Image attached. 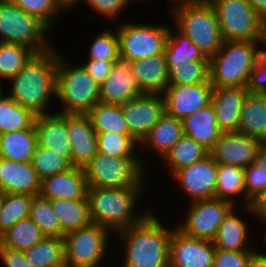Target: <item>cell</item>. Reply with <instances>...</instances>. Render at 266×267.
Listing matches in <instances>:
<instances>
[{"label": "cell", "mask_w": 266, "mask_h": 267, "mask_svg": "<svg viewBox=\"0 0 266 267\" xmlns=\"http://www.w3.org/2000/svg\"><path fill=\"white\" fill-rule=\"evenodd\" d=\"M156 213L152 209L139 223L113 235L123 246L120 267H169V242L175 225L168 227Z\"/></svg>", "instance_id": "obj_1"}, {"label": "cell", "mask_w": 266, "mask_h": 267, "mask_svg": "<svg viewBox=\"0 0 266 267\" xmlns=\"http://www.w3.org/2000/svg\"><path fill=\"white\" fill-rule=\"evenodd\" d=\"M58 54L55 46L35 53L24 67L7 81H10L11 88H8L10 92L6 95L36 115L52 113L50 109L56 98Z\"/></svg>", "instance_id": "obj_2"}, {"label": "cell", "mask_w": 266, "mask_h": 267, "mask_svg": "<svg viewBox=\"0 0 266 267\" xmlns=\"http://www.w3.org/2000/svg\"><path fill=\"white\" fill-rule=\"evenodd\" d=\"M146 185L127 187H88L87 200L91 222L110 230L113 235L139 223L154 207L138 209ZM139 212V213H138Z\"/></svg>", "instance_id": "obj_3"}, {"label": "cell", "mask_w": 266, "mask_h": 267, "mask_svg": "<svg viewBox=\"0 0 266 267\" xmlns=\"http://www.w3.org/2000/svg\"><path fill=\"white\" fill-rule=\"evenodd\" d=\"M171 1L170 10L167 11L171 23L210 59L223 43L213 6L208 0Z\"/></svg>", "instance_id": "obj_4"}, {"label": "cell", "mask_w": 266, "mask_h": 267, "mask_svg": "<svg viewBox=\"0 0 266 267\" xmlns=\"http://www.w3.org/2000/svg\"><path fill=\"white\" fill-rule=\"evenodd\" d=\"M260 45L261 41H223L218 52L209 59L211 85L246 88L257 64Z\"/></svg>", "instance_id": "obj_5"}, {"label": "cell", "mask_w": 266, "mask_h": 267, "mask_svg": "<svg viewBox=\"0 0 266 267\" xmlns=\"http://www.w3.org/2000/svg\"><path fill=\"white\" fill-rule=\"evenodd\" d=\"M75 63L58 54L55 99L61 102L59 113L87 114L99 102V84Z\"/></svg>", "instance_id": "obj_6"}, {"label": "cell", "mask_w": 266, "mask_h": 267, "mask_svg": "<svg viewBox=\"0 0 266 267\" xmlns=\"http://www.w3.org/2000/svg\"><path fill=\"white\" fill-rule=\"evenodd\" d=\"M143 159L115 157L97 152L83 167L87 185L98 188L149 185L146 178L149 166Z\"/></svg>", "instance_id": "obj_7"}, {"label": "cell", "mask_w": 266, "mask_h": 267, "mask_svg": "<svg viewBox=\"0 0 266 267\" xmlns=\"http://www.w3.org/2000/svg\"><path fill=\"white\" fill-rule=\"evenodd\" d=\"M48 32L52 31L37 17L10 0L0 1V42L24 45L41 53L54 46Z\"/></svg>", "instance_id": "obj_8"}, {"label": "cell", "mask_w": 266, "mask_h": 267, "mask_svg": "<svg viewBox=\"0 0 266 267\" xmlns=\"http://www.w3.org/2000/svg\"><path fill=\"white\" fill-rule=\"evenodd\" d=\"M112 232L91 223L87 227L66 233L64 239L66 267H101L111 247ZM111 235V236H110ZM103 262V263H102Z\"/></svg>", "instance_id": "obj_9"}, {"label": "cell", "mask_w": 266, "mask_h": 267, "mask_svg": "<svg viewBox=\"0 0 266 267\" xmlns=\"http://www.w3.org/2000/svg\"><path fill=\"white\" fill-rule=\"evenodd\" d=\"M215 9L223 41H262L263 20L247 0H208Z\"/></svg>", "instance_id": "obj_10"}, {"label": "cell", "mask_w": 266, "mask_h": 267, "mask_svg": "<svg viewBox=\"0 0 266 267\" xmlns=\"http://www.w3.org/2000/svg\"><path fill=\"white\" fill-rule=\"evenodd\" d=\"M131 22L130 20L128 22L124 20L122 23L116 21L114 26L118 36L120 55L135 61L164 52L170 24Z\"/></svg>", "instance_id": "obj_11"}, {"label": "cell", "mask_w": 266, "mask_h": 267, "mask_svg": "<svg viewBox=\"0 0 266 267\" xmlns=\"http://www.w3.org/2000/svg\"><path fill=\"white\" fill-rule=\"evenodd\" d=\"M183 221L174 223L176 228L187 236L213 240L220 224L235 207L231 202L221 199L198 200L187 203Z\"/></svg>", "instance_id": "obj_12"}, {"label": "cell", "mask_w": 266, "mask_h": 267, "mask_svg": "<svg viewBox=\"0 0 266 267\" xmlns=\"http://www.w3.org/2000/svg\"><path fill=\"white\" fill-rule=\"evenodd\" d=\"M217 175L218 164L209 153L202 160L176 170L170 178L174 176L175 183L183 190V196L187 195L188 201L194 202L215 198Z\"/></svg>", "instance_id": "obj_13"}, {"label": "cell", "mask_w": 266, "mask_h": 267, "mask_svg": "<svg viewBox=\"0 0 266 267\" xmlns=\"http://www.w3.org/2000/svg\"><path fill=\"white\" fill-rule=\"evenodd\" d=\"M215 249L212 240L187 236L175 226L169 242V267H213Z\"/></svg>", "instance_id": "obj_14"}, {"label": "cell", "mask_w": 266, "mask_h": 267, "mask_svg": "<svg viewBox=\"0 0 266 267\" xmlns=\"http://www.w3.org/2000/svg\"><path fill=\"white\" fill-rule=\"evenodd\" d=\"M130 134L140 143L150 129L165 114L162 94L143 93L122 104Z\"/></svg>", "instance_id": "obj_15"}, {"label": "cell", "mask_w": 266, "mask_h": 267, "mask_svg": "<svg viewBox=\"0 0 266 267\" xmlns=\"http://www.w3.org/2000/svg\"><path fill=\"white\" fill-rule=\"evenodd\" d=\"M212 90L211 83L167 85L162 94L165 101V113L183 120L210 104Z\"/></svg>", "instance_id": "obj_16"}, {"label": "cell", "mask_w": 266, "mask_h": 267, "mask_svg": "<svg viewBox=\"0 0 266 267\" xmlns=\"http://www.w3.org/2000/svg\"><path fill=\"white\" fill-rule=\"evenodd\" d=\"M131 70L132 60L119 55L111 73L100 85L99 102L122 105L143 94Z\"/></svg>", "instance_id": "obj_17"}, {"label": "cell", "mask_w": 266, "mask_h": 267, "mask_svg": "<svg viewBox=\"0 0 266 267\" xmlns=\"http://www.w3.org/2000/svg\"><path fill=\"white\" fill-rule=\"evenodd\" d=\"M260 142L239 132H222L209 153L217 164L245 169L256 160Z\"/></svg>", "instance_id": "obj_18"}, {"label": "cell", "mask_w": 266, "mask_h": 267, "mask_svg": "<svg viewBox=\"0 0 266 267\" xmlns=\"http://www.w3.org/2000/svg\"><path fill=\"white\" fill-rule=\"evenodd\" d=\"M71 165L83 168L98 152L97 133L87 114L66 113Z\"/></svg>", "instance_id": "obj_19"}, {"label": "cell", "mask_w": 266, "mask_h": 267, "mask_svg": "<svg viewBox=\"0 0 266 267\" xmlns=\"http://www.w3.org/2000/svg\"><path fill=\"white\" fill-rule=\"evenodd\" d=\"M87 180L81 167L43 178L39 195L47 199H87Z\"/></svg>", "instance_id": "obj_20"}, {"label": "cell", "mask_w": 266, "mask_h": 267, "mask_svg": "<svg viewBox=\"0 0 266 267\" xmlns=\"http://www.w3.org/2000/svg\"><path fill=\"white\" fill-rule=\"evenodd\" d=\"M37 115L34 129L37 145L56 150L71 163V147L66 126V113L56 112Z\"/></svg>", "instance_id": "obj_21"}, {"label": "cell", "mask_w": 266, "mask_h": 267, "mask_svg": "<svg viewBox=\"0 0 266 267\" xmlns=\"http://www.w3.org/2000/svg\"><path fill=\"white\" fill-rule=\"evenodd\" d=\"M248 91L243 87H213L211 104L222 132H237L240 111Z\"/></svg>", "instance_id": "obj_22"}, {"label": "cell", "mask_w": 266, "mask_h": 267, "mask_svg": "<svg viewBox=\"0 0 266 267\" xmlns=\"http://www.w3.org/2000/svg\"><path fill=\"white\" fill-rule=\"evenodd\" d=\"M41 180L30 162L0 157V189L4 193L39 195Z\"/></svg>", "instance_id": "obj_23"}, {"label": "cell", "mask_w": 266, "mask_h": 267, "mask_svg": "<svg viewBox=\"0 0 266 267\" xmlns=\"http://www.w3.org/2000/svg\"><path fill=\"white\" fill-rule=\"evenodd\" d=\"M237 211V212H236ZM238 206L234 207L224 218L212 240L215 248L224 251H250L257 250L251 246V227L240 215ZM250 229V230H249ZM250 237V238H249ZM249 244V245H248Z\"/></svg>", "instance_id": "obj_24"}, {"label": "cell", "mask_w": 266, "mask_h": 267, "mask_svg": "<svg viewBox=\"0 0 266 267\" xmlns=\"http://www.w3.org/2000/svg\"><path fill=\"white\" fill-rule=\"evenodd\" d=\"M131 72L142 93L163 94L168 85V65L163 53L132 61Z\"/></svg>", "instance_id": "obj_25"}, {"label": "cell", "mask_w": 266, "mask_h": 267, "mask_svg": "<svg viewBox=\"0 0 266 267\" xmlns=\"http://www.w3.org/2000/svg\"><path fill=\"white\" fill-rule=\"evenodd\" d=\"M182 124L184 134L201 144L209 152L215 147L216 141L222 134L211 103L185 117Z\"/></svg>", "instance_id": "obj_26"}, {"label": "cell", "mask_w": 266, "mask_h": 267, "mask_svg": "<svg viewBox=\"0 0 266 267\" xmlns=\"http://www.w3.org/2000/svg\"><path fill=\"white\" fill-rule=\"evenodd\" d=\"M183 135L182 120L165 113L139 143V149H149L157 153L159 158H163Z\"/></svg>", "instance_id": "obj_27"}, {"label": "cell", "mask_w": 266, "mask_h": 267, "mask_svg": "<svg viewBox=\"0 0 266 267\" xmlns=\"http://www.w3.org/2000/svg\"><path fill=\"white\" fill-rule=\"evenodd\" d=\"M215 198L231 202L236 207H241L243 204V207L255 206L246 197L243 168L232 165L218 164ZM241 201L243 203H240ZM238 202L241 205H239Z\"/></svg>", "instance_id": "obj_28"}, {"label": "cell", "mask_w": 266, "mask_h": 267, "mask_svg": "<svg viewBox=\"0 0 266 267\" xmlns=\"http://www.w3.org/2000/svg\"><path fill=\"white\" fill-rule=\"evenodd\" d=\"M237 132L266 140V101L263 94H247L239 116Z\"/></svg>", "instance_id": "obj_29"}, {"label": "cell", "mask_w": 266, "mask_h": 267, "mask_svg": "<svg viewBox=\"0 0 266 267\" xmlns=\"http://www.w3.org/2000/svg\"><path fill=\"white\" fill-rule=\"evenodd\" d=\"M37 146L35 129L0 134V157L16 162H30Z\"/></svg>", "instance_id": "obj_30"}, {"label": "cell", "mask_w": 266, "mask_h": 267, "mask_svg": "<svg viewBox=\"0 0 266 267\" xmlns=\"http://www.w3.org/2000/svg\"><path fill=\"white\" fill-rule=\"evenodd\" d=\"M50 202L58 215L62 238L66 233L87 227L92 223L87 199H50Z\"/></svg>", "instance_id": "obj_31"}, {"label": "cell", "mask_w": 266, "mask_h": 267, "mask_svg": "<svg viewBox=\"0 0 266 267\" xmlns=\"http://www.w3.org/2000/svg\"><path fill=\"white\" fill-rule=\"evenodd\" d=\"M209 151L187 135H183L162 158L165 170L171 176L176 170L202 160Z\"/></svg>", "instance_id": "obj_32"}, {"label": "cell", "mask_w": 266, "mask_h": 267, "mask_svg": "<svg viewBox=\"0 0 266 267\" xmlns=\"http://www.w3.org/2000/svg\"><path fill=\"white\" fill-rule=\"evenodd\" d=\"M33 267H66L64 239L45 236L37 244L24 251Z\"/></svg>", "instance_id": "obj_33"}, {"label": "cell", "mask_w": 266, "mask_h": 267, "mask_svg": "<svg viewBox=\"0 0 266 267\" xmlns=\"http://www.w3.org/2000/svg\"><path fill=\"white\" fill-rule=\"evenodd\" d=\"M87 115L96 133L130 134L122 105L98 102Z\"/></svg>", "instance_id": "obj_34"}, {"label": "cell", "mask_w": 266, "mask_h": 267, "mask_svg": "<svg viewBox=\"0 0 266 267\" xmlns=\"http://www.w3.org/2000/svg\"><path fill=\"white\" fill-rule=\"evenodd\" d=\"M163 54L168 66L188 60L209 61V58L192 43L191 39L172 24Z\"/></svg>", "instance_id": "obj_35"}, {"label": "cell", "mask_w": 266, "mask_h": 267, "mask_svg": "<svg viewBox=\"0 0 266 267\" xmlns=\"http://www.w3.org/2000/svg\"><path fill=\"white\" fill-rule=\"evenodd\" d=\"M36 114L16 103L8 95L0 98V134L34 129Z\"/></svg>", "instance_id": "obj_36"}, {"label": "cell", "mask_w": 266, "mask_h": 267, "mask_svg": "<svg viewBox=\"0 0 266 267\" xmlns=\"http://www.w3.org/2000/svg\"><path fill=\"white\" fill-rule=\"evenodd\" d=\"M44 237L41 229L28 217L19 220L4 232L0 236V245L13 250L25 251Z\"/></svg>", "instance_id": "obj_37"}, {"label": "cell", "mask_w": 266, "mask_h": 267, "mask_svg": "<svg viewBox=\"0 0 266 267\" xmlns=\"http://www.w3.org/2000/svg\"><path fill=\"white\" fill-rule=\"evenodd\" d=\"M210 83L209 61L188 60L168 66V85Z\"/></svg>", "instance_id": "obj_38"}, {"label": "cell", "mask_w": 266, "mask_h": 267, "mask_svg": "<svg viewBox=\"0 0 266 267\" xmlns=\"http://www.w3.org/2000/svg\"><path fill=\"white\" fill-rule=\"evenodd\" d=\"M33 195L4 193L0 206V236L19 220L29 217Z\"/></svg>", "instance_id": "obj_39"}, {"label": "cell", "mask_w": 266, "mask_h": 267, "mask_svg": "<svg viewBox=\"0 0 266 267\" xmlns=\"http://www.w3.org/2000/svg\"><path fill=\"white\" fill-rule=\"evenodd\" d=\"M29 218L45 236L62 237L61 224L50 199L40 195L33 196L30 203Z\"/></svg>", "instance_id": "obj_40"}, {"label": "cell", "mask_w": 266, "mask_h": 267, "mask_svg": "<svg viewBox=\"0 0 266 267\" xmlns=\"http://www.w3.org/2000/svg\"><path fill=\"white\" fill-rule=\"evenodd\" d=\"M97 150L115 157H140L139 142L131 134L97 133Z\"/></svg>", "instance_id": "obj_41"}, {"label": "cell", "mask_w": 266, "mask_h": 267, "mask_svg": "<svg viewBox=\"0 0 266 267\" xmlns=\"http://www.w3.org/2000/svg\"><path fill=\"white\" fill-rule=\"evenodd\" d=\"M34 54L35 52L27 46L0 42V79L8 81Z\"/></svg>", "instance_id": "obj_42"}, {"label": "cell", "mask_w": 266, "mask_h": 267, "mask_svg": "<svg viewBox=\"0 0 266 267\" xmlns=\"http://www.w3.org/2000/svg\"><path fill=\"white\" fill-rule=\"evenodd\" d=\"M40 180L69 170L71 163L56 150L37 145L31 160Z\"/></svg>", "instance_id": "obj_43"}, {"label": "cell", "mask_w": 266, "mask_h": 267, "mask_svg": "<svg viewBox=\"0 0 266 267\" xmlns=\"http://www.w3.org/2000/svg\"><path fill=\"white\" fill-rule=\"evenodd\" d=\"M115 30V31H114ZM96 34L92 42L88 44L89 50L86 51V59L100 61H115L120 55L119 42L116 28H103ZM88 54V55H87Z\"/></svg>", "instance_id": "obj_44"}, {"label": "cell", "mask_w": 266, "mask_h": 267, "mask_svg": "<svg viewBox=\"0 0 266 267\" xmlns=\"http://www.w3.org/2000/svg\"><path fill=\"white\" fill-rule=\"evenodd\" d=\"M16 6L23 9L28 14L37 17L51 31L57 27L56 22L64 10L56 0H10ZM63 11V12H62Z\"/></svg>", "instance_id": "obj_45"}, {"label": "cell", "mask_w": 266, "mask_h": 267, "mask_svg": "<svg viewBox=\"0 0 266 267\" xmlns=\"http://www.w3.org/2000/svg\"><path fill=\"white\" fill-rule=\"evenodd\" d=\"M246 197L257 205L266 195V166L256 160L244 169Z\"/></svg>", "instance_id": "obj_46"}, {"label": "cell", "mask_w": 266, "mask_h": 267, "mask_svg": "<svg viewBox=\"0 0 266 267\" xmlns=\"http://www.w3.org/2000/svg\"><path fill=\"white\" fill-rule=\"evenodd\" d=\"M82 2L88 5L91 8L90 10L95 13H92L88 17V20L90 19V21L92 22H96V14H98V16L100 15L101 17H104V19H109V21H118V17H120V15H123L121 13H123L125 9L130 6L129 4H131L129 0H83Z\"/></svg>", "instance_id": "obj_47"}, {"label": "cell", "mask_w": 266, "mask_h": 267, "mask_svg": "<svg viewBox=\"0 0 266 267\" xmlns=\"http://www.w3.org/2000/svg\"><path fill=\"white\" fill-rule=\"evenodd\" d=\"M258 250L224 251L215 249L213 267H252Z\"/></svg>", "instance_id": "obj_48"}, {"label": "cell", "mask_w": 266, "mask_h": 267, "mask_svg": "<svg viewBox=\"0 0 266 267\" xmlns=\"http://www.w3.org/2000/svg\"><path fill=\"white\" fill-rule=\"evenodd\" d=\"M246 89L249 94H263L266 92V53L261 49L257 64L250 73Z\"/></svg>", "instance_id": "obj_49"}, {"label": "cell", "mask_w": 266, "mask_h": 267, "mask_svg": "<svg viewBox=\"0 0 266 267\" xmlns=\"http://www.w3.org/2000/svg\"><path fill=\"white\" fill-rule=\"evenodd\" d=\"M83 63H80L90 77L99 86L107 79L114 65V61H100L94 59H84Z\"/></svg>", "instance_id": "obj_50"}, {"label": "cell", "mask_w": 266, "mask_h": 267, "mask_svg": "<svg viewBox=\"0 0 266 267\" xmlns=\"http://www.w3.org/2000/svg\"><path fill=\"white\" fill-rule=\"evenodd\" d=\"M0 261L4 267H33L25 258L24 251L13 250L1 245Z\"/></svg>", "instance_id": "obj_51"}, {"label": "cell", "mask_w": 266, "mask_h": 267, "mask_svg": "<svg viewBox=\"0 0 266 267\" xmlns=\"http://www.w3.org/2000/svg\"><path fill=\"white\" fill-rule=\"evenodd\" d=\"M239 208L243 209V211L245 209L246 213L250 215L249 216L250 218H253L254 222H256V221H258L260 223L263 222L264 225H266L265 224L266 223V210H255L254 206H245V207H239ZM264 240H266V235H265Z\"/></svg>", "instance_id": "obj_52"}, {"label": "cell", "mask_w": 266, "mask_h": 267, "mask_svg": "<svg viewBox=\"0 0 266 267\" xmlns=\"http://www.w3.org/2000/svg\"><path fill=\"white\" fill-rule=\"evenodd\" d=\"M258 16L266 21V0H247Z\"/></svg>", "instance_id": "obj_53"}, {"label": "cell", "mask_w": 266, "mask_h": 267, "mask_svg": "<svg viewBox=\"0 0 266 267\" xmlns=\"http://www.w3.org/2000/svg\"><path fill=\"white\" fill-rule=\"evenodd\" d=\"M56 1L59 4V6L65 11V13L69 10L71 11V9L73 10L74 7H75L74 9H76L79 3L81 5L83 4L82 3L83 0H56Z\"/></svg>", "instance_id": "obj_54"}, {"label": "cell", "mask_w": 266, "mask_h": 267, "mask_svg": "<svg viewBox=\"0 0 266 267\" xmlns=\"http://www.w3.org/2000/svg\"><path fill=\"white\" fill-rule=\"evenodd\" d=\"M256 161L266 166V140L261 141L259 144Z\"/></svg>", "instance_id": "obj_55"}, {"label": "cell", "mask_w": 266, "mask_h": 267, "mask_svg": "<svg viewBox=\"0 0 266 267\" xmlns=\"http://www.w3.org/2000/svg\"><path fill=\"white\" fill-rule=\"evenodd\" d=\"M252 267H266V253L264 251L258 249Z\"/></svg>", "instance_id": "obj_56"}, {"label": "cell", "mask_w": 266, "mask_h": 267, "mask_svg": "<svg viewBox=\"0 0 266 267\" xmlns=\"http://www.w3.org/2000/svg\"><path fill=\"white\" fill-rule=\"evenodd\" d=\"M261 49L266 53V21L263 22V34H262V41H261Z\"/></svg>", "instance_id": "obj_57"}, {"label": "cell", "mask_w": 266, "mask_h": 267, "mask_svg": "<svg viewBox=\"0 0 266 267\" xmlns=\"http://www.w3.org/2000/svg\"><path fill=\"white\" fill-rule=\"evenodd\" d=\"M255 210H266V195L262 198V200L254 206Z\"/></svg>", "instance_id": "obj_58"}, {"label": "cell", "mask_w": 266, "mask_h": 267, "mask_svg": "<svg viewBox=\"0 0 266 267\" xmlns=\"http://www.w3.org/2000/svg\"><path fill=\"white\" fill-rule=\"evenodd\" d=\"M2 83H4V82H2V80L0 79V98L5 95L3 93L4 92V88L2 87L3 86Z\"/></svg>", "instance_id": "obj_59"}, {"label": "cell", "mask_w": 266, "mask_h": 267, "mask_svg": "<svg viewBox=\"0 0 266 267\" xmlns=\"http://www.w3.org/2000/svg\"><path fill=\"white\" fill-rule=\"evenodd\" d=\"M4 197V192L0 189V206Z\"/></svg>", "instance_id": "obj_60"}, {"label": "cell", "mask_w": 266, "mask_h": 267, "mask_svg": "<svg viewBox=\"0 0 266 267\" xmlns=\"http://www.w3.org/2000/svg\"><path fill=\"white\" fill-rule=\"evenodd\" d=\"M134 1H138V2H139V1H140V2L143 1V3H144V1L148 2V1H150V0H129L130 3H133Z\"/></svg>", "instance_id": "obj_61"}]
</instances>
